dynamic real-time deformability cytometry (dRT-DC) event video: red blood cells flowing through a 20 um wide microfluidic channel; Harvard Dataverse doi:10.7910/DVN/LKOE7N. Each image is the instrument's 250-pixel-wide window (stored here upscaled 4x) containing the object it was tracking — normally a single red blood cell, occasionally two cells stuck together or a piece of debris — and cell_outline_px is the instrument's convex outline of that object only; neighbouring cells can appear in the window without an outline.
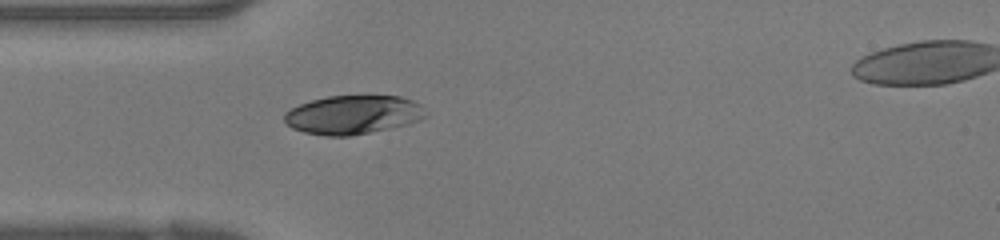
{"species": "human", "species_latin": "Homo sapiens", "temperature_condition": "warm", "stored_images_in_passage": 30, "camera_frame_rate_fps": 3000, "um_per_image_px": 0.085, "donor": {"sex": "female"}, "frame": {"image": 1, "passage_image": 1, "time_ms": 0.0, "image_size_px": [1000, 240], "cell_outline_px": [[424, 116], [420, 120], [404, 124], [352, 136], [328, 136], [304, 132], [292, 128], [284, 120], [284, 112], [300, 104], [312, 100], [328, 96], [400, 96], [412, 100], [420, 104]], "centroid_in_image_um": [29.95, 9.75], "position_along_channel_um": 55.0, "area_um2": 31.44}}
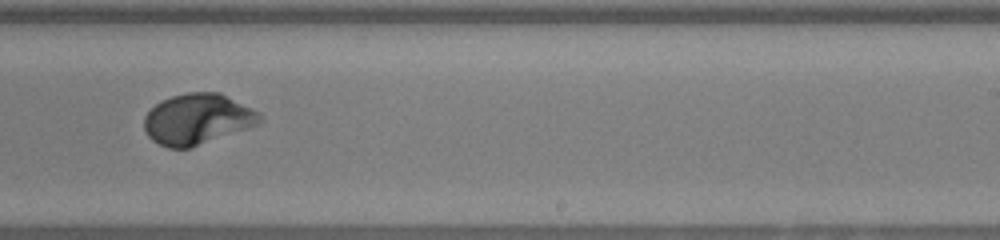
{"frame": {"image": 2, "passage_image": 14, "time_ms": 4.333, "image_size_px": [1000, 240], "cell_outline_px": [[264, 120], [260, 124], [188, 148], [168, 148], [152, 140], [148, 136], [144, 128], [144, 116], [156, 104], [172, 96], [188, 92], [220, 92], [260, 112]], "centroid_in_image_um": [16.81, 10.12], "position_along_channel_um": 272.2, "area_um2": 34.04}}
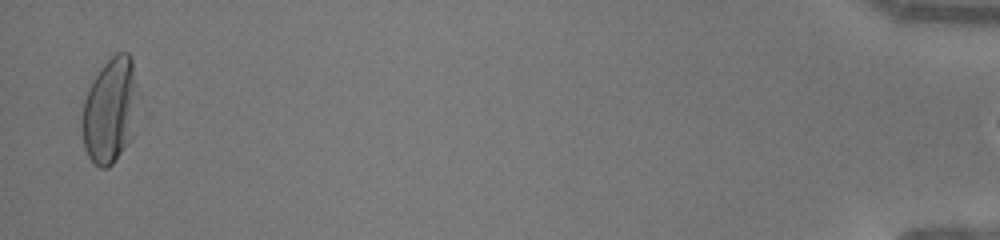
{"frame": {"image": 3, "passage_image": 29, "time_ms": 9.333, "image_size_px": [1000, 240], "cell_outline_px": [[132, 84], [124, 144], [120, 152], [112, 164], [108, 168], [100, 168], [88, 156], [84, 148], [80, 128], [80, 116], [84, 100], [92, 80], [104, 64], [116, 52], [128, 52], [132, 56]], "centroid_in_image_um": [9.13, 9.38], "position_along_channel_um": 426.1, "area_um2": 31.27}}